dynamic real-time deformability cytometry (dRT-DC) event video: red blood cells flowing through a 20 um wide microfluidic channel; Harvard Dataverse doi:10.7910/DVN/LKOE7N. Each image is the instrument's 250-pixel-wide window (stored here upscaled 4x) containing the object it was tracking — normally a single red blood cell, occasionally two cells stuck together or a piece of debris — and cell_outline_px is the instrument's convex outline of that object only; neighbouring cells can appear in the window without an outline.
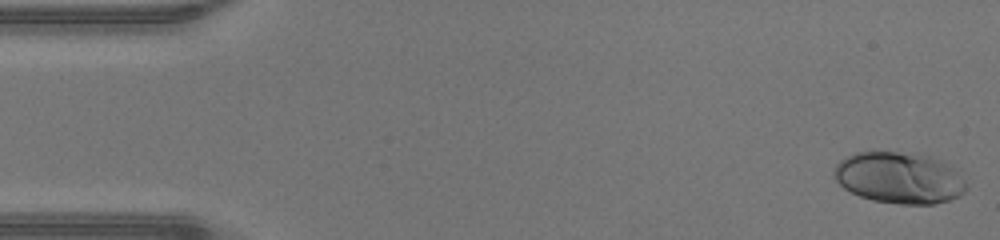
{"species": "human", "species_latin": "Homo sapiens", "temperature_condition": "warm", "stored_images_in_passage": 47, "camera_frame_rate_fps": 3000, "um_per_image_px": 0.085, "donor": {"sex": "male"}, "frame": {"image": 1, "passage_image": 1, "time_ms": 0.0, "image_size_px": [1000, 240], "cell_outline_px": [[968, 188], [960, 196], [948, 200], [932, 204], [900, 204], [872, 200], [860, 196], [844, 188], [836, 180], [832, 172], [836, 164], [844, 156], [856, 152], [920, 152], [932, 156], [956, 168], [968, 184]], "centroid_in_image_um": [76.47, 15.09], "position_along_channel_um": 8.5, "area_um2": 40.29}}
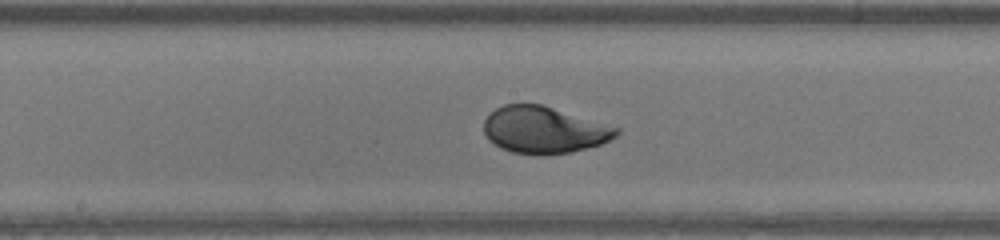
{"frame": {"image": 2, "passage_image": 24, "time_ms": 7.667, "image_size_px": [1000, 240], "cell_outline_px": [[620, 132], [616, 136], [600, 144], [568, 152], [548, 156], [544, 156], [512, 152], [500, 148], [488, 140], [484, 132], [484, 120], [496, 108], [504, 104], [540, 104], [620, 128]], "centroid_in_image_um": [46.21, 11.06], "position_along_channel_um": 202.0, "area_um2": 35.95}}
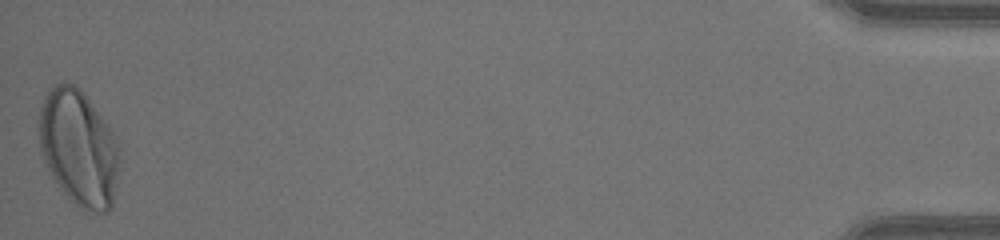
{"frame": {"image": 3, "passage_image": 47, "time_ms": 15.333, "image_size_px": [1000, 240], "cell_outline_px": [[120, 164], [112, 208], [108, 212], [96, 212], [80, 208], [60, 188], [52, 176], [48, 168], [40, 148], [40, 104], [48, 88], [64, 80], [72, 84], [84, 92], [108, 124], [120, 144]], "centroid_in_image_um": [6.73, 12.54], "position_along_channel_um": 428.5, "area_um2": 54.74}, "authors_computed_cell_mechanics": {"area_um2": 36.6452, "velocity_mm_per_s": 4.3284, "shape_relaxation_time_tau1_ms": 2.8868, "shape_relaxation_time_tau2_ms": null, "deformation_change_tau1": 0.1969, "deformation_change_tau2": null}}